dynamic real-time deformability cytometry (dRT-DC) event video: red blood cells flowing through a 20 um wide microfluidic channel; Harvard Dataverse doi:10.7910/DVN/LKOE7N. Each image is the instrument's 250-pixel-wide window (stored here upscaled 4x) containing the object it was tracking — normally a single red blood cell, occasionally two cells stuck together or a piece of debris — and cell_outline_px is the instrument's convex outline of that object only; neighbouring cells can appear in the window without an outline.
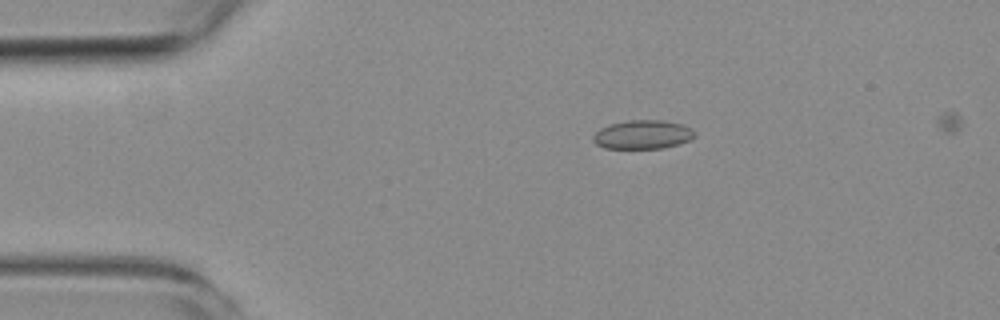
{"species": "common noctule bat (a hibernating species)", "species_latin": "Nyctalus noctula", "temperature_condition": "room temperature", "stored_images_in_passage": 5, "camera_frame_rate_fps": 3000, "um_per_image_px": 0.085, "animal": {"sex": "female", "body_mass_g": 19.3, "forearm_length_mm": 54.1}, "frame": {"image": 1, "passage_image": 4, "time_ms": 3.333, "image_size_px": [1000, 320], "cell_outline_px": [[696, 136], [688, 140], [664, 148], [604, 148], [596, 144], [592, 140], [592, 136], [600, 128], [612, 124], [628, 120], [664, 120], [680, 124], [692, 128]], "centroid_in_image_um": [54.61, 11.43], "position_along_channel_um": 30.4, "area_um2": 16.94}}